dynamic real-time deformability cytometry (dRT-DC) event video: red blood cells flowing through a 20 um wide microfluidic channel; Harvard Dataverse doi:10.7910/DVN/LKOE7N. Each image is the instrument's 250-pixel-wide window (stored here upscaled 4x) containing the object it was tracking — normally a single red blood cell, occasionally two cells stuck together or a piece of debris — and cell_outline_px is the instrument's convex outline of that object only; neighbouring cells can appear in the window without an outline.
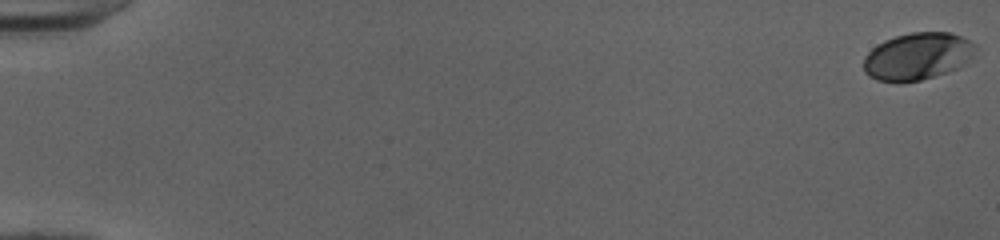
{"species": "human", "species_latin": "Homo sapiens", "temperature_condition": "cold", "stored_images_in_passage": 53, "camera_frame_rate_fps": 3000, "um_per_image_px": 0.085, "donor": {"sex": "female"}, "frame": {"image": 1, "passage_image": 1, "time_ms": 0.0, "image_size_px": [1000, 240], "cell_outline_px": [[976, 48], [972, 56], [964, 64], [948, 72], [920, 80], [900, 84], [876, 80], [868, 76], [864, 72], [864, 56], [876, 44], [884, 40], [896, 36], [912, 32], [948, 32], [960, 36], [976, 44]], "centroid_in_image_um": [77.94, 4.8], "position_along_channel_um": 7.1, "area_um2": 31.04}}
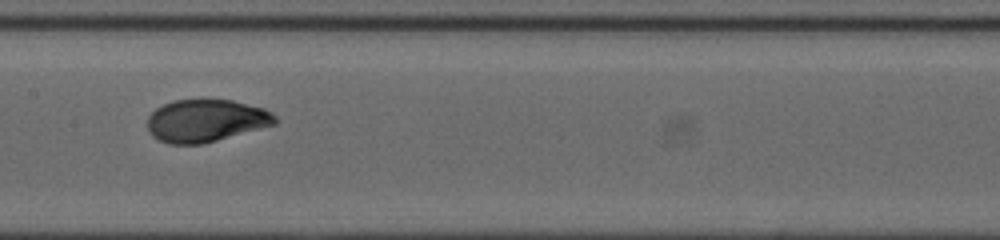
{"frame": {"image": 2, "passage_image": 29, "time_ms": 9.333, "image_size_px": [1000, 240], "cell_outline_px": [[280, 120], [276, 124], [204, 144], [168, 144], [152, 136], [148, 132], [148, 116], [156, 108], [172, 100], [232, 100], [264, 108], [272, 112]], "centroid_in_image_um": [17.52, 10.26], "position_along_channel_um": 189.9, "area_um2": 31.79}}
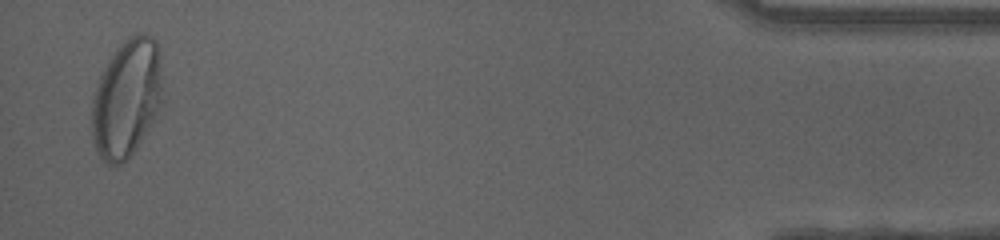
{"frame": {"image": 3, "passage_image": 52, "time_ms": 17.0, "image_size_px": [1000, 240], "cell_outline_px": [[164, 100], [136, 148], [128, 160], [120, 164], [108, 164], [100, 156], [96, 148], [92, 136], [92, 96], [96, 84], [104, 68], [120, 44], [128, 36], [136, 32], [144, 32], [152, 36], [156, 40], [160, 48], [164, 96]], "centroid_in_image_um": [10.81, 8.3], "position_along_channel_um": 424.4, "area_um2": 49.3}, "authors_computed_cell_mechanics": {"area_um2": 31.7322, "velocity_mm_per_s": 4.0026, "shape_relaxation_time_tau1_ms": 3.8232, "shape_relaxation_time_tau2_ms": null, "deformation_change_tau1": 0.1719, "deformation_change_tau2": null}}